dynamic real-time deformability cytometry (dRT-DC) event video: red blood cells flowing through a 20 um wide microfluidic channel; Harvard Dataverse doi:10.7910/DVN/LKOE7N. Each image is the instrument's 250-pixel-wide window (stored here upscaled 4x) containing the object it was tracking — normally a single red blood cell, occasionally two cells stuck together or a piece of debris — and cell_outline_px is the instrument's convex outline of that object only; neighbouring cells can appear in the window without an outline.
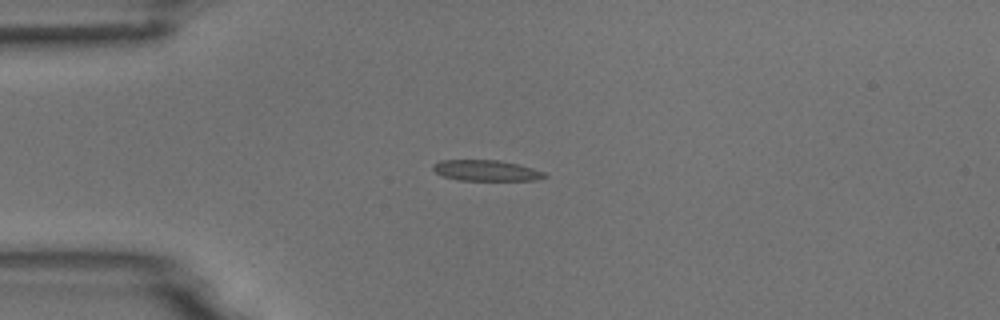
{"species": "common noctule bat (a hibernating species)", "species_latin": "Nyctalus noctula", "temperature_condition": "room temperature", "stored_images_in_passage": 11, "camera_frame_rate_fps": 3000, "um_per_image_px": 0.085, "animal": {"sex": "male", "body_mass_g": 18.8}, "frame": {"image": 1, "passage_image": 4, "time_ms": 1.0, "image_size_px": [1000, 320], "cell_outline_px": [[548, 176], [536, 180], [460, 180], [444, 176], [436, 172], [432, 168], [432, 164], [440, 160], [496, 160], [516, 164], [532, 168], [544, 172]], "centroid_in_image_um": [41.3, 14.49], "position_along_channel_um": 43.7, "area_um2": 13.35}}
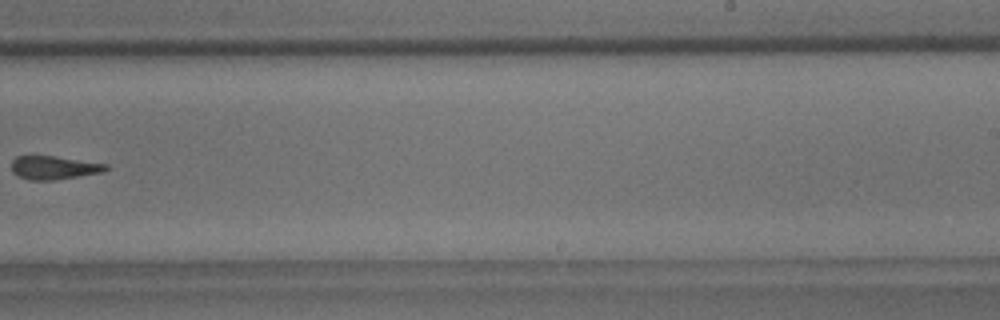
{"frame": {"image": 2, "passage_image": 10, "time_ms": 3.0, "image_size_px": [1000, 320], "cell_outline_px": [[108, 168], [104, 172], [56, 180], [28, 180], [12, 172], [12, 160], [16, 156], [28, 152], [32, 152], [108, 164]], "centroid_in_image_um": [4.53, 14.19], "position_along_channel_um": 284.5, "area_um2": 13.64}}
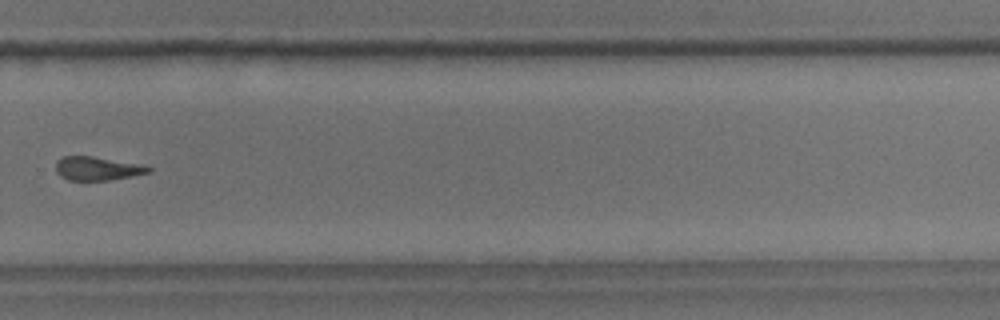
{"frame": {"image": 3, "passage_image": 11, "time_ms": 3.333, "image_size_px": [1000, 320], "cell_outline_px": [[152, 172], [132, 176], [108, 180], [68, 180], [60, 176], [56, 172], [56, 160], [64, 156], [92, 156], [144, 164], [152, 168]], "centroid_in_image_um": [8.3, 14.31], "position_along_channel_um": 321.5, "area_um2": 12.95}}